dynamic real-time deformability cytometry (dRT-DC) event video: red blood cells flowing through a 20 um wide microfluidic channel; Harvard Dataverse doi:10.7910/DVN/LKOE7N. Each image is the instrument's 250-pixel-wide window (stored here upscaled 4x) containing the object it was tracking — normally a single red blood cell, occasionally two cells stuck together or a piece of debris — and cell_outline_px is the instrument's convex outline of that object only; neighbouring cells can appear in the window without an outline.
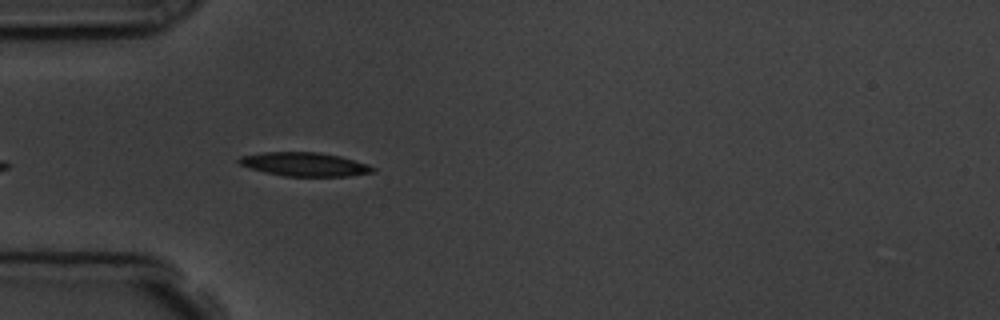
{"species": "common noctule bat (a hibernating species)", "species_latin": "Nyctalus noctula", "temperature_condition": "room temperature", "stored_images_in_passage": 6, "camera_frame_rate_fps": 3000, "um_per_image_px": 0.085, "animal": {"sex": "male", "body_mass_g": 19.5, "forearm_length_mm": 54.6}, "frame": {"image": 1, "passage_image": 6, "time_ms": 5.333, "image_size_px": [1000, 320], "cell_outline_px": [[376, 172], [348, 176], [284, 176], [264, 172], [240, 164], [236, 160], [240, 156], [264, 152], [316, 152], [340, 156], [368, 164], [376, 168]], "centroid_in_image_um": [25.91, 13.96], "position_along_channel_um": 59.1, "area_um2": 18.5}}